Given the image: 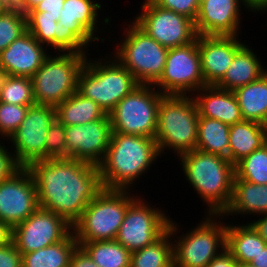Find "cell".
Returning <instances> with one entry per match:
<instances>
[{
    "label": "cell",
    "mask_w": 267,
    "mask_h": 267,
    "mask_svg": "<svg viewBox=\"0 0 267 267\" xmlns=\"http://www.w3.org/2000/svg\"><path fill=\"white\" fill-rule=\"evenodd\" d=\"M229 130L217 119L199 117L196 149L229 159Z\"/></svg>",
    "instance_id": "31"
},
{
    "label": "cell",
    "mask_w": 267,
    "mask_h": 267,
    "mask_svg": "<svg viewBox=\"0 0 267 267\" xmlns=\"http://www.w3.org/2000/svg\"><path fill=\"white\" fill-rule=\"evenodd\" d=\"M3 77H4V73L0 70V86H1Z\"/></svg>",
    "instance_id": "54"
},
{
    "label": "cell",
    "mask_w": 267,
    "mask_h": 267,
    "mask_svg": "<svg viewBox=\"0 0 267 267\" xmlns=\"http://www.w3.org/2000/svg\"><path fill=\"white\" fill-rule=\"evenodd\" d=\"M101 8V3L96 0H65L58 22L65 30H71L86 46H90L92 41L104 42L96 34L101 30H98L100 26L97 21Z\"/></svg>",
    "instance_id": "22"
},
{
    "label": "cell",
    "mask_w": 267,
    "mask_h": 267,
    "mask_svg": "<svg viewBox=\"0 0 267 267\" xmlns=\"http://www.w3.org/2000/svg\"><path fill=\"white\" fill-rule=\"evenodd\" d=\"M29 106L0 102V135L9 137L17 130L25 119Z\"/></svg>",
    "instance_id": "37"
},
{
    "label": "cell",
    "mask_w": 267,
    "mask_h": 267,
    "mask_svg": "<svg viewBox=\"0 0 267 267\" xmlns=\"http://www.w3.org/2000/svg\"><path fill=\"white\" fill-rule=\"evenodd\" d=\"M129 191L103 188L72 225L77 242L116 239L128 206L138 197Z\"/></svg>",
    "instance_id": "5"
},
{
    "label": "cell",
    "mask_w": 267,
    "mask_h": 267,
    "mask_svg": "<svg viewBox=\"0 0 267 267\" xmlns=\"http://www.w3.org/2000/svg\"><path fill=\"white\" fill-rule=\"evenodd\" d=\"M160 156L154 138L112 132L106 154L98 165L102 187L131 190L132 184Z\"/></svg>",
    "instance_id": "2"
},
{
    "label": "cell",
    "mask_w": 267,
    "mask_h": 267,
    "mask_svg": "<svg viewBox=\"0 0 267 267\" xmlns=\"http://www.w3.org/2000/svg\"><path fill=\"white\" fill-rule=\"evenodd\" d=\"M69 267H99V266L94 263V261L80 246H78L72 254Z\"/></svg>",
    "instance_id": "43"
},
{
    "label": "cell",
    "mask_w": 267,
    "mask_h": 267,
    "mask_svg": "<svg viewBox=\"0 0 267 267\" xmlns=\"http://www.w3.org/2000/svg\"><path fill=\"white\" fill-rule=\"evenodd\" d=\"M244 45L234 56L231 65L226 70L224 77L215 85L221 89L235 91L249 83L257 81L266 72L257 58L253 48Z\"/></svg>",
    "instance_id": "24"
},
{
    "label": "cell",
    "mask_w": 267,
    "mask_h": 267,
    "mask_svg": "<svg viewBox=\"0 0 267 267\" xmlns=\"http://www.w3.org/2000/svg\"><path fill=\"white\" fill-rule=\"evenodd\" d=\"M0 267H22V254L13 241L0 247Z\"/></svg>",
    "instance_id": "41"
},
{
    "label": "cell",
    "mask_w": 267,
    "mask_h": 267,
    "mask_svg": "<svg viewBox=\"0 0 267 267\" xmlns=\"http://www.w3.org/2000/svg\"><path fill=\"white\" fill-rule=\"evenodd\" d=\"M71 232L72 225L63 217L38 207L13 227L12 241L21 254H26L63 241Z\"/></svg>",
    "instance_id": "15"
},
{
    "label": "cell",
    "mask_w": 267,
    "mask_h": 267,
    "mask_svg": "<svg viewBox=\"0 0 267 267\" xmlns=\"http://www.w3.org/2000/svg\"><path fill=\"white\" fill-rule=\"evenodd\" d=\"M222 215H209L181 237L176 222L170 219L168 230L173 239L174 267H206L211 260L226 249L227 224ZM217 219H219L217 221ZM175 235V236H174Z\"/></svg>",
    "instance_id": "7"
},
{
    "label": "cell",
    "mask_w": 267,
    "mask_h": 267,
    "mask_svg": "<svg viewBox=\"0 0 267 267\" xmlns=\"http://www.w3.org/2000/svg\"><path fill=\"white\" fill-rule=\"evenodd\" d=\"M35 180L28 168L21 167L0 182V220L12 228L25 221L37 208Z\"/></svg>",
    "instance_id": "16"
},
{
    "label": "cell",
    "mask_w": 267,
    "mask_h": 267,
    "mask_svg": "<svg viewBox=\"0 0 267 267\" xmlns=\"http://www.w3.org/2000/svg\"><path fill=\"white\" fill-rule=\"evenodd\" d=\"M8 10H17L24 13V0H2Z\"/></svg>",
    "instance_id": "49"
},
{
    "label": "cell",
    "mask_w": 267,
    "mask_h": 267,
    "mask_svg": "<svg viewBox=\"0 0 267 267\" xmlns=\"http://www.w3.org/2000/svg\"><path fill=\"white\" fill-rule=\"evenodd\" d=\"M99 267H130L131 252L114 240L78 242Z\"/></svg>",
    "instance_id": "33"
},
{
    "label": "cell",
    "mask_w": 267,
    "mask_h": 267,
    "mask_svg": "<svg viewBox=\"0 0 267 267\" xmlns=\"http://www.w3.org/2000/svg\"><path fill=\"white\" fill-rule=\"evenodd\" d=\"M258 220H251L250 224L259 233L261 238L267 243V214L259 215ZM253 221V222H252Z\"/></svg>",
    "instance_id": "45"
},
{
    "label": "cell",
    "mask_w": 267,
    "mask_h": 267,
    "mask_svg": "<svg viewBox=\"0 0 267 267\" xmlns=\"http://www.w3.org/2000/svg\"><path fill=\"white\" fill-rule=\"evenodd\" d=\"M65 137V126L55 119L46 134L45 160L49 158H67Z\"/></svg>",
    "instance_id": "38"
},
{
    "label": "cell",
    "mask_w": 267,
    "mask_h": 267,
    "mask_svg": "<svg viewBox=\"0 0 267 267\" xmlns=\"http://www.w3.org/2000/svg\"><path fill=\"white\" fill-rule=\"evenodd\" d=\"M204 1H206V0H198V3L201 4V3H203Z\"/></svg>",
    "instance_id": "55"
},
{
    "label": "cell",
    "mask_w": 267,
    "mask_h": 267,
    "mask_svg": "<svg viewBox=\"0 0 267 267\" xmlns=\"http://www.w3.org/2000/svg\"><path fill=\"white\" fill-rule=\"evenodd\" d=\"M201 71L206 85H216L225 75L235 54L245 45L237 36H197Z\"/></svg>",
    "instance_id": "19"
},
{
    "label": "cell",
    "mask_w": 267,
    "mask_h": 267,
    "mask_svg": "<svg viewBox=\"0 0 267 267\" xmlns=\"http://www.w3.org/2000/svg\"><path fill=\"white\" fill-rule=\"evenodd\" d=\"M122 34L120 43L116 44L114 58L131 72L139 84L153 85L162 75L167 48L160 45L134 21L129 22Z\"/></svg>",
    "instance_id": "8"
},
{
    "label": "cell",
    "mask_w": 267,
    "mask_h": 267,
    "mask_svg": "<svg viewBox=\"0 0 267 267\" xmlns=\"http://www.w3.org/2000/svg\"><path fill=\"white\" fill-rule=\"evenodd\" d=\"M267 144L263 124L243 120L230 126L229 160L236 165L254 150Z\"/></svg>",
    "instance_id": "26"
},
{
    "label": "cell",
    "mask_w": 267,
    "mask_h": 267,
    "mask_svg": "<svg viewBox=\"0 0 267 267\" xmlns=\"http://www.w3.org/2000/svg\"><path fill=\"white\" fill-rule=\"evenodd\" d=\"M241 5H245L244 7L251 12L243 0H206L199 4L195 20L197 34L238 36L242 19Z\"/></svg>",
    "instance_id": "18"
},
{
    "label": "cell",
    "mask_w": 267,
    "mask_h": 267,
    "mask_svg": "<svg viewBox=\"0 0 267 267\" xmlns=\"http://www.w3.org/2000/svg\"><path fill=\"white\" fill-rule=\"evenodd\" d=\"M27 31L26 14L7 10L0 15V53Z\"/></svg>",
    "instance_id": "36"
},
{
    "label": "cell",
    "mask_w": 267,
    "mask_h": 267,
    "mask_svg": "<svg viewBox=\"0 0 267 267\" xmlns=\"http://www.w3.org/2000/svg\"><path fill=\"white\" fill-rule=\"evenodd\" d=\"M56 119L64 126L87 124L102 119L106 112L78 91L55 106Z\"/></svg>",
    "instance_id": "28"
},
{
    "label": "cell",
    "mask_w": 267,
    "mask_h": 267,
    "mask_svg": "<svg viewBox=\"0 0 267 267\" xmlns=\"http://www.w3.org/2000/svg\"><path fill=\"white\" fill-rule=\"evenodd\" d=\"M78 242L71 232L63 241L22 254V267H69Z\"/></svg>",
    "instance_id": "30"
},
{
    "label": "cell",
    "mask_w": 267,
    "mask_h": 267,
    "mask_svg": "<svg viewBox=\"0 0 267 267\" xmlns=\"http://www.w3.org/2000/svg\"><path fill=\"white\" fill-rule=\"evenodd\" d=\"M86 58L84 53L49 55L31 77L36 104L55 107L78 91V77Z\"/></svg>",
    "instance_id": "9"
},
{
    "label": "cell",
    "mask_w": 267,
    "mask_h": 267,
    "mask_svg": "<svg viewBox=\"0 0 267 267\" xmlns=\"http://www.w3.org/2000/svg\"><path fill=\"white\" fill-rule=\"evenodd\" d=\"M237 214L254 216L267 214V184L233 180L232 199L230 205L222 214V218L230 215L237 216Z\"/></svg>",
    "instance_id": "25"
},
{
    "label": "cell",
    "mask_w": 267,
    "mask_h": 267,
    "mask_svg": "<svg viewBox=\"0 0 267 267\" xmlns=\"http://www.w3.org/2000/svg\"><path fill=\"white\" fill-rule=\"evenodd\" d=\"M236 267H255L250 263H236Z\"/></svg>",
    "instance_id": "52"
},
{
    "label": "cell",
    "mask_w": 267,
    "mask_h": 267,
    "mask_svg": "<svg viewBox=\"0 0 267 267\" xmlns=\"http://www.w3.org/2000/svg\"><path fill=\"white\" fill-rule=\"evenodd\" d=\"M167 230L158 240L130 255V267H174L173 241Z\"/></svg>",
    "instance_id": "32"
},
{
    "label": "cell",
    "mask_w": 267,
    "mask_h": 267,
    "mask_svg": "<svg viewBox=\"0 0 267 267\" xmlns=\"http://www.w3.org/2000/svg\"><path fill=\"white\" fill-rule=\"evenodd\" d=\"M250 264L255 267H267V245L254 257Z\"/></svg>",
    "instance_id": "48"
},
{
    "label": "cell",
    "mask_w": 267,
    "mask_h": 267,
    "mask_svg": "<svg viewBox=\"0 0 267 267\" xmlns=\"http://www.w3.org/2000/svg\"><path fill=\"white\" fill-rule=\"evenodd\" d=\"M0 102L31 106L36 104L30 77L4 75L0 86Z\"/></svg>",
    "instance_id": "34"
},
{
    "label": "cell",
    "mask_w": 267,
    "mask_h": 267,
    "mask_svg": "<svg viewBox=\"0 0 267 267\" xmlns=\"http://www.w3.org/2000/svg\"><path fill=\"white\" fill-rule=\"evenodd\" d=\"M13 228L0 220V247L12 242Z\"/></svg>",
    "instance_id": "46"
},
{
    "label": "cell",
    "mask_w": 267,
    "mask_h": 267,
    "mask_svg": "<svg viewBox=\"0 0 267 267\" xmlns=\"http://www.w3.org/2000/svg\"><path fill=\"white\" fill-rule=\"evenodd\" d=\"M28 169L35 180L39 207L70 225L103 189L98 166L77 159L49 158L33 162Z\"/></svg>",
    "instance_id": "1"
},
{
    "label": "cell",
    "mask_w": 267,
    "mask_h": 267,
    "mask_svg": "<svg viewBox=\"0 0 267 267\" xmlns=\"http://www.w3.org/2000/svg\"><path fill=\"white\" fill-rule=\"evenodd\" d=\"M192 97L197 104L199 117L217 119L229 126L243 121L233 91L221 89L215 85H206L196 91Z\"/></svg>",
    "instance_id": "23"
},
{
    "label": "cell",
    "mask_w": 267,
    "mask_h": 267,
    "mask_svg": "<svg viewBox=\"0 0 267 267\" xmlns=\"http://www.w3.org/2000/svg\"><path fill=\"white\" fill-rule=\"evenodd\" d=\"M243 120L263 124L267 118V72L257 81L233 91Z\"/></svg>",
    "instance_id": "29"
},
{
    "label": "cell",
    "mask_w": 267,
    "mask_h": 267,
    "mask_svg": "<svg viewBox=\"0 0 267 267\" xmlns=\"http://www.w3.org/2000/svg\"><path fill=\"white\" fill-rule=\"evenodd\" d=\"M141 13L134 22L167 49L187 45L197 39L195 21L185 15L142 1Z\"/></svg>",
    "instance_id": "13"
},
{
    "label": "cell",
    "mask_w": 267,
    "mask_h": 267,
    "mask_svg": "<svg viewBox=\"0 0 267 267\" xmlns=\"http://www.w3.org/2000/svg\"><path fill=\"white\" fill-rule=\"evenodd\" d=\"M153 86L164 95H193L206 86L197 39L168 50L163 73Z\"/></svg>",
    "instance_id": "11"
},
{
    "label": "cell",
    "mask_w": 267,
    "mask_h": 267,
    "mask_svg": "<svg viewBox=\"0 0 267 267\" xmlns=\"http://www.w3.org/2000/svg\"><path fill=\"white\" fill-rule=\"evenodd\" d=\"M244 4L254 13L267 11V0H243Z\"/></svg>",
    "instance_id": "47"
},
{
    "label": "cell",
    "mask_w": 267,
    "mask_h": 267,
    "mask_svg": "<svg viewBox=\"0 0 267 267\" xmlns=\"http://www.w3.org/2000/svg\"><path fill=\"white\" fill-rule=\"evenodd\" d=\"M111 135L108 114L87 124L65 126L67 158L98 166L106 154Z\"/></svg>",
    "instance_id": "17"
},
{
    "label": "cell",
    "mask_w": 267,
    "mask_h": 267,
    "mask_svg": "<svg viewBox=\"0 0 267 267\" xmlns=\"http://www.w3.org/2000/svg\"><path fill=\"white\" fill-rule=\"evenodd\" d=\"M234 180H246L254 184H267V144L254 150L235 165Z\"/></svg>",
    "instance_id": "35"
},
{
    "label": "cell",
    "mask_w": 267,
    "mask_h": 267,
    "mask_svg": "<svg viewBox=\"0 0 267 267\" xmlns=\"http://www.w3.org/2000/svg\"><path fill=\"white\" fill-rule=\"evenodd\" d=\"M178 158L189 185L206 203V213L222 215L232 199L235 165L226 157L198 149L184 152Z\"/></svg>",
    "instance_id": "3"
},
{
    "label": "cell",
    "mask_w": 267,
    "mask_h": 267,
    "mask_svg": "<svg viewBox=\"0 0 267 267\" xmlns=\"http://www.w3.org/2000/svg\"><path fill=\"white\" fill-rule=\"evenodd\" d=\"M199 114L192 95H164L158 108L155 141L159 153L169 149L177 157L196 149Z\"/></svg>",
    "instance_id": "4"
},
{
    "label": "cell",
    "mask_w": 267,
    "mask_h": 267,
    "mask_svg": "<svg viewBox=\"0 0 267 267\" xmlns=\"http://www.w3.org/2000/svg\"><path fill=\"white\" fill-rule=\"evenodd\" d=\"M27 30L0 53L4 75L32 77L50 53Z\"/></svg>",
    "instance_id": "20"
},
{
    "label": "cell",
    "mask_w": 267,
    "mask_h": 267,
    "mask_svg": "<svg viewBox=\"0 0 267 267\" xmlns=\"http://www.w3.org/2000/svg\"><path fill=\"white\" fill-rule=\"evenodd\" d=\"M227 225L226 249L237 263H250L267 245L250 223Z\"/></svg>",
    "instance_id": "27"
},
{
    "label": "cell",
    "mask_w": 267,
    "mask_h": 267,
    "mask_svg": "<svg viewBox=\"0 0 267 267\" xmlns=\"http://www.w3.org/2000/svg\"><path fill=\"white\" fill-rule=\"evenodd\" d=\"M55 119L54 106H29L25 119L7 139L13 145V154L20 167L28 168L33 162L45 160L46 134Z\"/></svg>",
    "instance_id": "14"
},
{
    "label": "cell",
    "mask_w": 267,
    "mask_h": 267,
    "mask_svg": "<svg viewBox=\"0 0 267 267\" xmlns=\"http://www.w3.org/2000/svg\"><path fill=\"white\" fill-rule=\"evenodd\" d=\"M25 14L27 30L41 45L46 46V49L51 47L52 50L56 49L53 51L55 53L88 55V47L71 30H65V27L58 22L60 16L44 15V12H26Z\"/></svg>",
    "instance_id": "21"
},
{
    "label": "cell",
    "mask_w": 267,
    "mask_h": 267,
    "mask_svg": "<svg viewBox=\"0 0 267 267\" xmlns=\"http://www.w3.org/2000/svg\"><path fill=\"white\" fill-rule=\"evenodd\" d=\"M65 0H43L27 12H44V15L60 16Z\"/></svg>",
    "instance_id": "42"
},
{
    "label": "cell",
    "mask_w": 267,
    "mask_h": 267,
    "mask_svg": "<svg viewBox=\"0 0 267 267\" xmlns=\"http://www.w3.org/2000/svg\"><path fill=\"white\" fill-rule=\"evenodd\" d=\"M157 6L185 15L193 21L199 9L198 0H152Z\"/></svg>",
    "instance_id": "39"
},
{
    "label": "cell",
    "mask_w": 267,
    "mask_h": 267,
    "mask_svg": "<svg viewBox=\"0 0 267 267\" xmlns=\"http://www.w3.org/2000/svg\"><path fill=\"white\" fill-rule=\"evenodd\" d=\"M138 85L131 72L114 56L108 61L106 58L93 61L87 57L78 77V92L96 102L106 114Z\"/></svg>",
    "instance_id": "6"
},
{
    "label": "cell",
    "mask_w": 267,
    "mask_h": 267,
    "mask_svg": "<svg viewBox=\"0 0 267 267\" xmlns=\"http://www.w3.org/2000/svg\"><path fill=\"white\" fill-rule=\"evenodd\" d=\"M236 263L232 254L227 249H224L206 267H236Z\"/></svg>",
    "instance_id": "44"
},
{
    "label": "cell",
    "mask_w": 267,
    "mask_h": 267,
    "mask_svg": "<svg viewBox=\"0 0 267 267\" xmlns=\"http://www.w3.org/2000/svg\"><path fill=\"white\" fill-rule=\"evenodd\" d=\"M153 87L139 84L117 103L108 113L112 132L155 138L158 108L164 94Z\"/></svg>",
    "instance_id": "10"
},
{
    "label": "cell",
    "mask_w": 267,
    "mask_h": 267,
    "mask_svg": "<svg viewBox=\"0 0 267 267\" xmlns=\"http://www.w3.org/2000/svg\"><path fill=\"white\" fill-rule=\"evenodd\" d=\"M143 200L138 196L128 206L115 239L131 253L158 240L168 230L171 219L166 211Z\"/></svg>",
    "instance_id": "12"
},
{
    "label": "cell",
    "mask_w": 267,
    "mask_h": 267,
    "mask_svg": "<svg viewBox=\"0 0 267 267\" xmlns=\"http://www.w3.org/2000/svg\"><path fill=\"white\" fill-rule=\"evenodd\" d=\"M263 128H264V132H265L266 140H267V118H266V120L263 123Z\"/></svg>",
    "instance_id": "53"
},
{
    "label": "cell",
    "mask_w": 267,
    "mask_h": 267,
    "mask_svg": "<svg viewBox=\"0 0 267 267\" xmlns=\"http://www.w3.org/2000/svg\"><path fill=\"white\" fill-rule=\"evenodd\" d=\"M5 147L0 142V182L10 178L21 168L16 162L13 152H9V149Z\"/></svg>",
    "instance_id": "40"
},
{
    "label": "cell",
    "mask_w": 267,
    "mask_h": 267,
    "mask_svg": "<svg viewBox=\"0 0 267 267\" xmlns=\"http://www.w3.org/2000/svg\"><path fill=\"white\" fill-rule=\"evenodd\" d=\"M43 0H24V13L32 9L35 5L40 3Z\"/></svg>",
    "instance_id": "50"
},
{
    "label": "cell",
    "mask_w": 267,
    "mask_h": 267,
    "mask_svg": "<svg viewBox=\"0 0 267 267\" xmlns=\"http://www.w3.org/2000/svg\"><path fill=\"white\" fill-rule=\"evenodd\" d=\"M8 9L6 6L3 4L2 0H0V15L5 13Z\"/></svg>",
    "instance_id": "51"
}]
</instances>
